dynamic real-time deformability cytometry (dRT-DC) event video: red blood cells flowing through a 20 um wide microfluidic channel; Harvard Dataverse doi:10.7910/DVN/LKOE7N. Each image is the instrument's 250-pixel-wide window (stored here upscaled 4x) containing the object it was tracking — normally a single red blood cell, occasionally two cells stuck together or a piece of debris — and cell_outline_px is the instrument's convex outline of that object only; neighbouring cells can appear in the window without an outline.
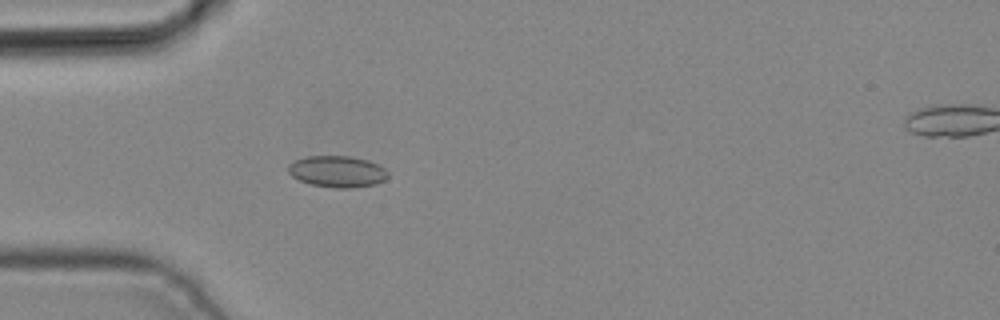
{"species": "common noctule bat (a hibernating species)", "species_latin": "Nyctalus noctula", "temperature_condition": "cold", "stored_images_in_passage": 3, "camera_frame_rate_fps": 3000, "um_per_image_px": 0.085, "animal": {"sex": "male", "body_mass_g": 19.2, "forearm_length_mm": 51.8}, "frame": {"image": 1, "passage_image": 2, "time_ms": 0.333, "image_size_px": [1000, 320], "cell_outline_px": [[388, 176], [384, 180], [376, 184], [352, 188], [336, 188], [312, 184], [300, 180], [292, 176], [288, 172], [288, 164], [296, 160], [308, 156], [348, 156], [368, 160], [384, 168], [388, 172]], "centroid_in_image_um": [28.67, 14.58], "position_along_channel_um": 56.3, "area_um2": 18.15}}